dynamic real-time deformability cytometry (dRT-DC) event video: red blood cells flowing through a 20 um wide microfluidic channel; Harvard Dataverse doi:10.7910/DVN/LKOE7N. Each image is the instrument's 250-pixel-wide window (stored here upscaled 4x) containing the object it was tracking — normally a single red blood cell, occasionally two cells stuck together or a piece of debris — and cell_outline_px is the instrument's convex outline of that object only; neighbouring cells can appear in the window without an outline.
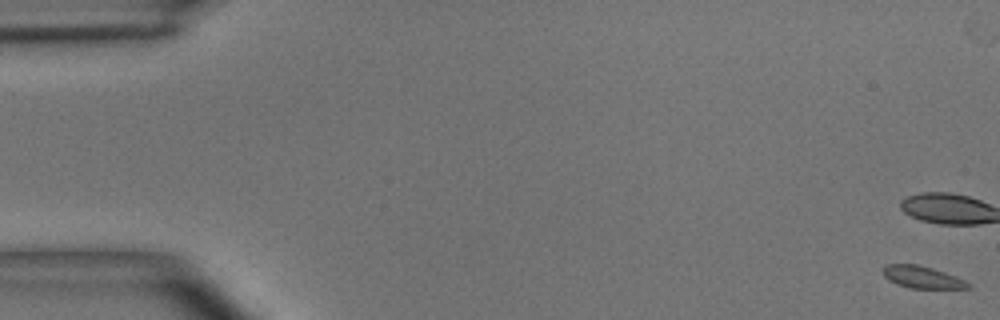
{"species": "common noctule bat (a hibernating species)", "species_latin": "Nyctalus noctula", "temperature_condition": "room temperature", "stored_images_in_passage": 8, "camera_frame_rate_fps": 3000, "um_per_image_px": 0.085, "animal": {"sex": "male", "body_mass_g": 15.6}, "frame": {"image": 1, "passage_image": 1, "time_ms": 0.0, "image_size_px": [1000, 320], "cell_outline_px": [[972, 288], [908, 288], [896, 284], [888, 280], [884, 276], [880, 268], [888, 264], [916, 264], [932, 268], [956, 276], [972, 284]], "centroid_in_image_um": [78.36, 23.56], "position_along_channel_um": 6.6, "area_um2": 11.1}}